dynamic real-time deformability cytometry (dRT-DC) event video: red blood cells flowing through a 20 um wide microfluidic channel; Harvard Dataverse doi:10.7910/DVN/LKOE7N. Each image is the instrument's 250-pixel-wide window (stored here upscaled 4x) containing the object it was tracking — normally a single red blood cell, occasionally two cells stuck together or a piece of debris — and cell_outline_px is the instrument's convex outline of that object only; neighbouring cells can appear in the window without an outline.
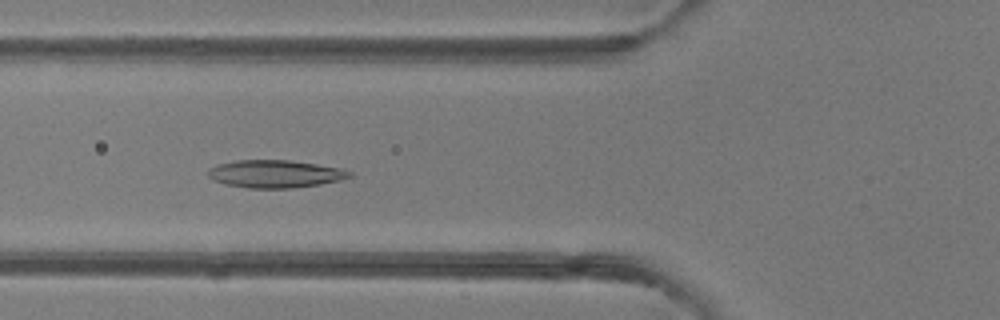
{"species": "common noctule bat (a hibernating species)", "species_latin": "Nyctalus noctula", "temperature_condition": "room temperature", "stored_images_in_passage": 7, "camera_frame_rate_fps": 3000, "um_per_image_px": 0.085, "animal": {"sex": "female"}, "frame": {"image": 1, "passage_image": 5, "time_ms": 5.333, "image_size_px": [1000, 320], "cell_outline_px": [[352, 176], [340, 180], [320, 184], [292, 188], [248, 188], [224, 184], [212, 180], [208, 176], [208, 168], [216, 164], [236, 160], [288, 160], [316, 164], [340, 168], [352, 172]], "centroid_in_image_um": [23.34, 14.78], "position_along_channel_um": 102.5, "area_um2": 22.89}}
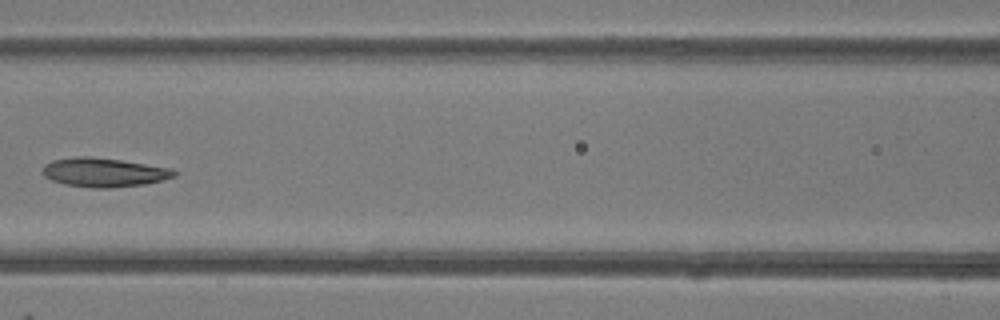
{"frame": {"image": 2, "passage_image": 6, "time_ms": 6.667, "image_size_px": [1000, 320], "cell_outline_px": [[180, 172], [176, 176], [144, 184], [108, 188], [92, 188], [64, 184], [52, 180], [44, 176], [40, 172], [44, 164], [52, 160], [76, 156], [88, 156], [120, 160], [172, 168]], "centroid_in_image_um": [8.81, 14.65], "position_along_channel_um": 157.8, "area_um2": 22.37}}
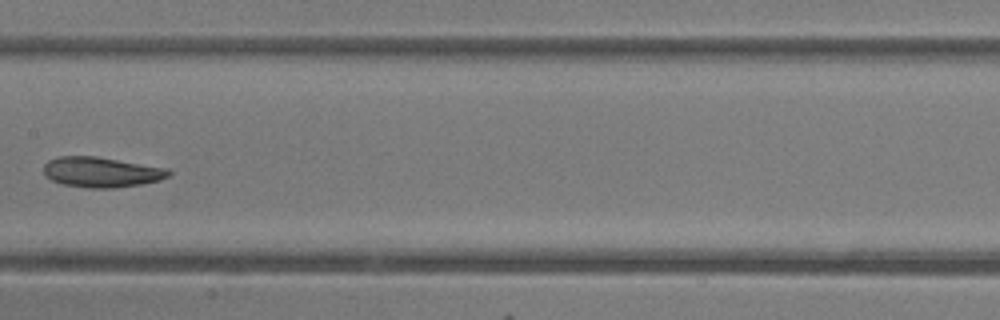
{"frame": {"image": 3, "passage_image": 7, "time_ms": 7.667, "image_size_px": [1000, 320], "cell_outline_px": [[172, 172], [168, 176], [160, 180], [140, 184], [112, 188], [88, 188], [64, 184], [52, 180], [44, 172], [44, 164], [48, 160], [60, 156], [96, 156], [168, 168]], "centroid_in_image_um": [8.64, 14.62], "position_along_channel_um": 198.8, "area_um2": 21.91}}